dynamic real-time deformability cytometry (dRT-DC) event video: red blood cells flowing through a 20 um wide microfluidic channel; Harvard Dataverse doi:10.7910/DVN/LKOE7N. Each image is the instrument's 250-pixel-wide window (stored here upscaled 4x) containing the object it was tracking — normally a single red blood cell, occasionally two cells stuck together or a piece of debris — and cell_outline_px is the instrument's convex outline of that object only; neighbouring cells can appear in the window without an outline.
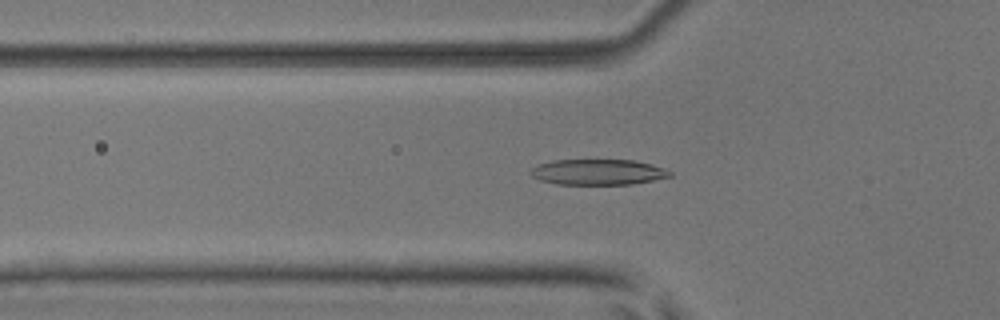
{"species": "common noctule bat (a hibernating species)", "species_latin": "Nyctalus noctula", "temperature_condition": "room temperature", "stored_images_in_passage": 38, "camera_frame_rate_fps": 3000, "um_per_image_px": 0.085, "animal": {"sex": "male", "body_mass_g": 17.9, "forearm_length_mm": 54.2}, "frame": {"image": 1, "passage_image": 17, "time_ms": 5.333, "image_size_px": [1000, 320], "cell_outline_px": [[672, 176], [632, 184], [556, 184], [540, 180], [532, 176], [528, 172], [536, 164], [552, 160], [632, 160], [652, 164], [664, 168], [672, 172]], "centroid_in_image_um": [50.79, 14.62], "position_along_channel_um": 75.0, "area_um2": 20.87}}
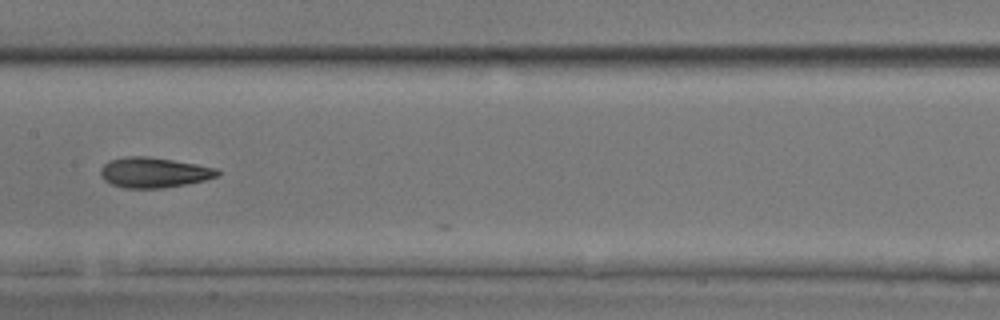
{"frame": {"image": 2, "passage_image": 26, "time_ms": 8.333, "image_size_px": [1000, 320], "cell_outline_px": [[220, 176], [188, 184], [164, 188], [124, 188], [112, 184], [104, 180], [100, 176], [100, 168], [108, 160], [124, 156], [148, 156], [196, 164], [216, 168], [220, 172]], "centroid_in_image_um": [13.06, 14.66], "position_along_channel_um": 194.3, "area_um2": 20.81}}
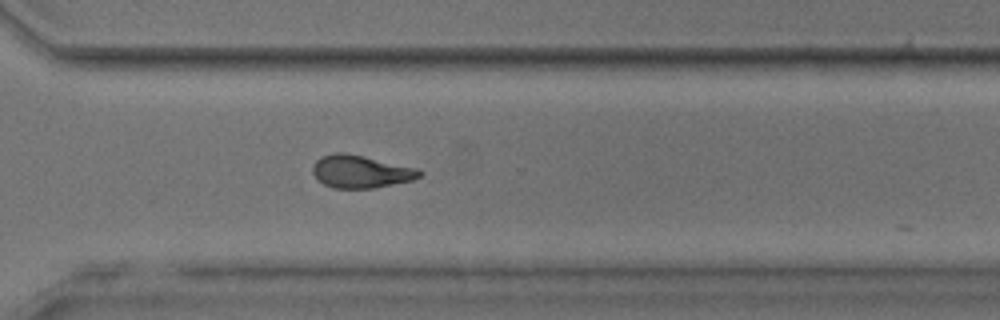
{"frame": {"image": 3, "passage_image": 37, "time_ms": 12.0, "image_size_px": [1000, 320], "cell_outline_px": [[424, 172], [420, 176], [412, 180], [372, 188], [332, 188], [316, 180], [312, 172], [312, 164], [320, 156], [336, 152], [344, 152], [364, 156], [416, 168]], "centroid_in_image_um": [30.6, 14.58], "position_along_channel_um": 340.0, "area_um2": 20.4}}